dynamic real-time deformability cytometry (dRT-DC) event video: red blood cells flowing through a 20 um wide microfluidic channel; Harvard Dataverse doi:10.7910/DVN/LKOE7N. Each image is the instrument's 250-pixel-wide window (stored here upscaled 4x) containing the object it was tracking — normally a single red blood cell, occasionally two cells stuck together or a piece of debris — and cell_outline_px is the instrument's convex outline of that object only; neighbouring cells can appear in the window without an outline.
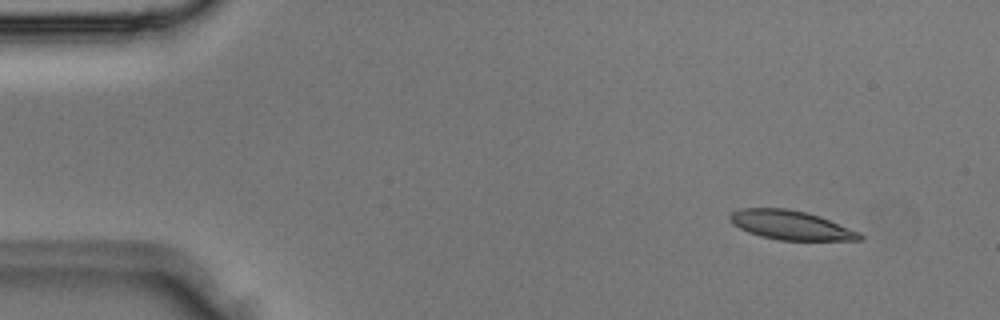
{"species": "Egyptian fruit bat (a non-hibernating species)", "species_latin": "Rousettus aegyptiacus", "temperature_condition": "room temperature", "stored_images_in_passage": 2, "segment_of_instrument_passage": [2, 2], "camera_frame_rate_fps": 3000, "um_per_image_px": 0.085, "animal": {"sex": "male"}, "frame": {"image": 1, "passage_image": 2, "time_ms": 0.333, "image_size_px": [1000, 320], "cell_outline_px": [[864, 240], [780, 240], [760, 236], [748, 232], [732, 224], [728, 220], [728, 216], [732, 212], [740, 208], [788, 208], [808, 212], [820, 216], [860, 232], [864, 236]], "centroid_in_image_um": [67.21, 19.13], "position_along_channel_um": 17.8, "area_um2": 22.25}}